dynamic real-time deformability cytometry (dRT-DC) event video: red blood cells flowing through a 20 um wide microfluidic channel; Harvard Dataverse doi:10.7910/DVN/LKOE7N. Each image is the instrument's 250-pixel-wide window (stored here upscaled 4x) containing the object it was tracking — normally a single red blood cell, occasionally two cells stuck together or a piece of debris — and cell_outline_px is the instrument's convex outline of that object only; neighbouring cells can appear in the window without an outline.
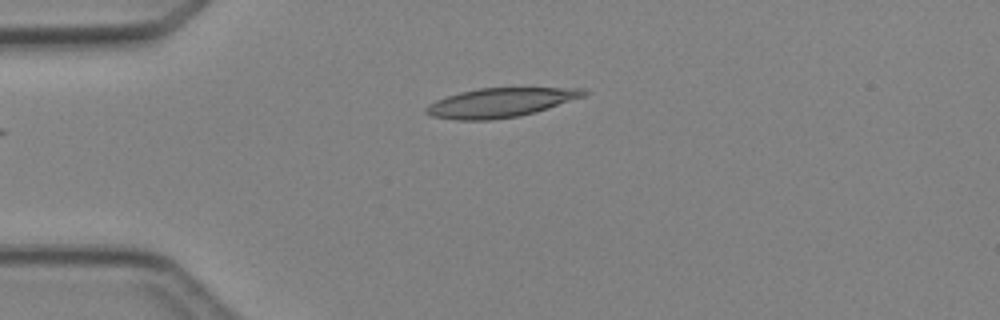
{"species": "Egyptian fruit bat (a non-hibernating species)", "species_latin": "Rousettus aegyptiacus", "temperature_condition": "cold", "stored_images_in_passage": 3, "camera_frame_rate_fps": 3000, "um_per_image_px": 0.085, "animal": {"sex": "female"}, "frame": {"image": 1, "passage_image": 1, "time_ms": 0.0, "image_size_px": [1000, 320], "cell_outline_px": [[588, 92], [584, 96], [536, 112], [520, 116], [492, 120], [456, 120], [432, 116], [424, 112], [424, 108], [428, 104], [436, 100], [460, 92], [480, 88], [584, 88]], "centroid_in_image_um": [42.51, 8.73], "position_along_channel_um": 42.5, "area_um2": 26.76}}
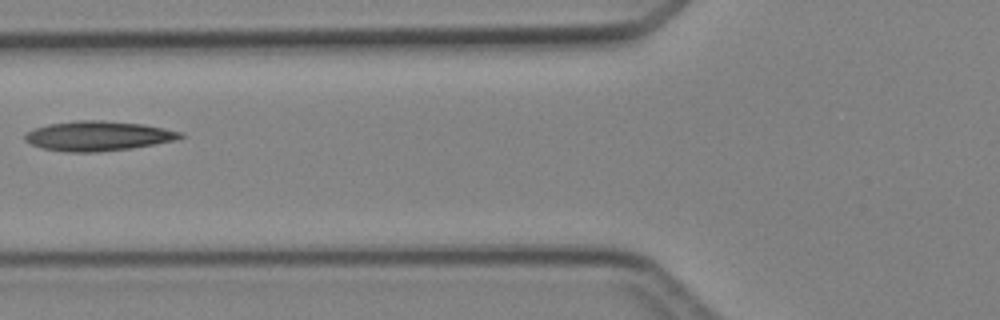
{"frame": {"image": 2, "passage_image": 3, "time_ms": 2.333, "image_size_px": [1000, 320], "cell_outline_px": [[188, 136], [176, 140], [132, 148], [96, 152], [68, 152], [44, 148], [32, 144], [24, 140], [24, 136], [28, 132], [36, 128], [48, 124], [76, 120], [104, 120], [144, 124], [184, 132]], "centroid_in_image_um": [8.41, 11.55], "position_along_channel_um": 117.4, "area_um2": 26.99}}